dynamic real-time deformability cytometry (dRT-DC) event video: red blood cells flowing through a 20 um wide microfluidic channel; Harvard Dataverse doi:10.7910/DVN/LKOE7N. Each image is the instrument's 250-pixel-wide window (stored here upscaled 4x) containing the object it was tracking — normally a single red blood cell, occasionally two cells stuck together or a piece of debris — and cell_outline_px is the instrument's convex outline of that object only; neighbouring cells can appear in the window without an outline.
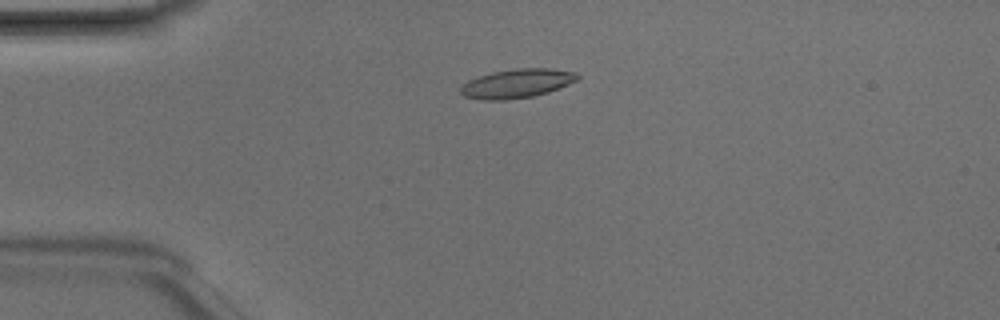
{"species": "Egyptian fruit bat (a non-hibernating species)", "species_latin": "Rousettus aegyptiacus", "temperature_condition": "room temperature", "stored_images_in_passage": 46, "camera_frame_rate_fps": 3000, "um_per_image_px": 0.085, "animal": {"sex": "male"}, "frame": {"image": 1, "passage_image": 10, "time_ms": 3.0, "image_size_px": [1000, 320], "cell_outline_px": [[580, 80], [548, 92], [532, 96], [504, 100], [480, 100], [464, 96], [460, 92], [460, 88], [468, 80], [492, 72], [516, 68], [548, 68], [576, 72], [580, 76]], "centroid_in_image_um": [43.96, 7.09], "position_along_channel_um": 41.0, "area_um2": 19.77}}
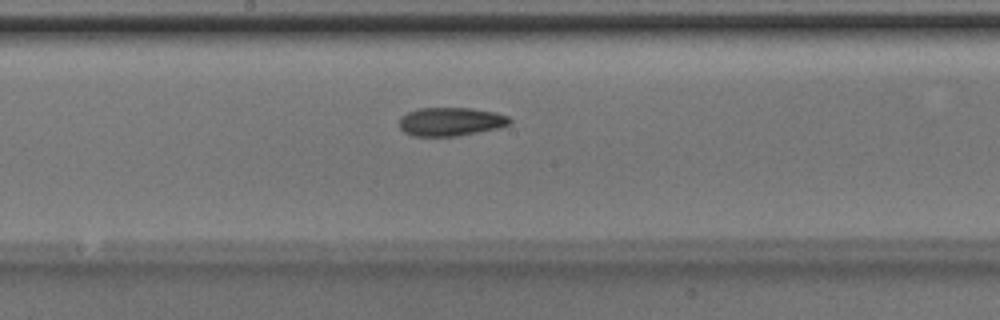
{"frame": {"image": 2, "passage_image": 24, "time_ms": 7.667, "image_size_px": [1000, 320], "cell_outline_px": [[512, 120], [508, 124], [500, 128], [456, 136], [412, 136], [404, 132], [400, 128], [400, 120], [408, 112], [420, 108], [472, 108], [496, 112], [508, 116]], "centroid_in_image_um": [38.34, 10.34], "position_along_channel_um": 209.9, "area_um2": 18.32}}
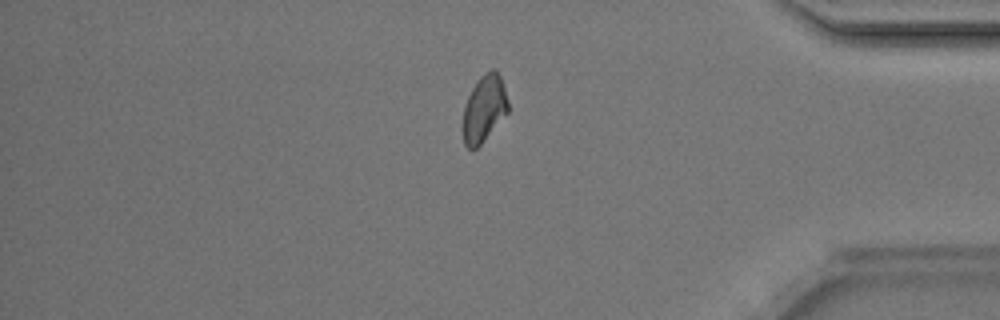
{"frame": {"image": 3, "passage_image": 39, "time_ms": 12.667, "image_size_px": [1000, 320], "cell_outline_px": [[508, 112], [480, 144], [476, 148], [468, 148], [464, 144], [460, 128], [464, 104], [472, 88], [480, 76], [484, 72], [492, 68], [496, 68], [500, 76], [508, 100]], "centroid_in_image_um": [41.1, 9.22], "position_along_channel_um": 394.1, "area_um2": 17.86}, "authors_computed_cell_mechanics": {"area_um2": 18.3226, "velocity_mm_per_s": 4.2135, "shape_relaxation_time_tau1_ms": 5.2046, "shape_relaxation_time_tau2_ms": 3.4859, "deformation_change_tau1": 0.1597, "deformation_change_tau2": 0.0899}}